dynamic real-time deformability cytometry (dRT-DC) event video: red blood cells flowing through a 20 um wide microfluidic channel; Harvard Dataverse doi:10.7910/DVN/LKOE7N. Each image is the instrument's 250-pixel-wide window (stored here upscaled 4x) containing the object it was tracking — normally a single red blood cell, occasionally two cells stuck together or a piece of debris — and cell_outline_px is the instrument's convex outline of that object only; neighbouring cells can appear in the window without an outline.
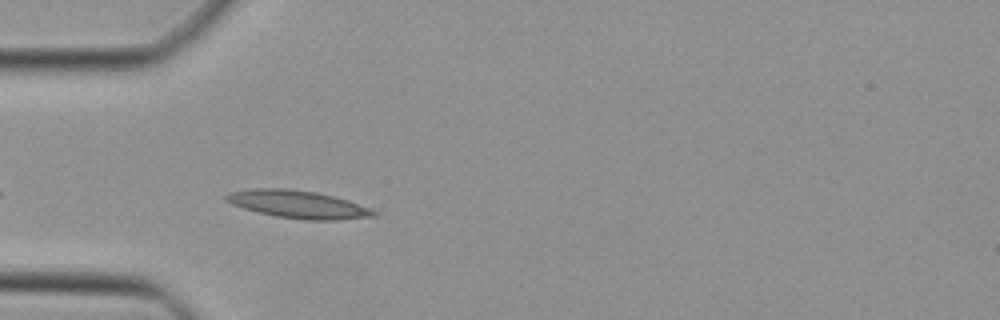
{"species": "Egyptian fruit bat (a non-hibernating species)", "species_latin": "Rousettus aegyptiacus", "temperature_condition": "cold", "stored_images_in_passage": 34, "camera_frame_rate_fps": 3000, "um_per_image_px": 0.085, "animal": {"sex": "female"}, "frame": {"image": 1, "passage_image": 3, "time_ms": 0.667, "image_size_px": [1000, 320], "cell_outline_px": [[376, 216], [336, 220], [304, 220], [276, 216], [244, 208], [232, 204], [224, 200], [224, 196], [228, 192], [252, 188], [284, 188], [316, 192], [348, 200], [368, 208], [376, 212]], "centroid_in_image_um": [25.28, 17.36], "position_along_channel_um": 59.7, "area_um2": 23.64}}
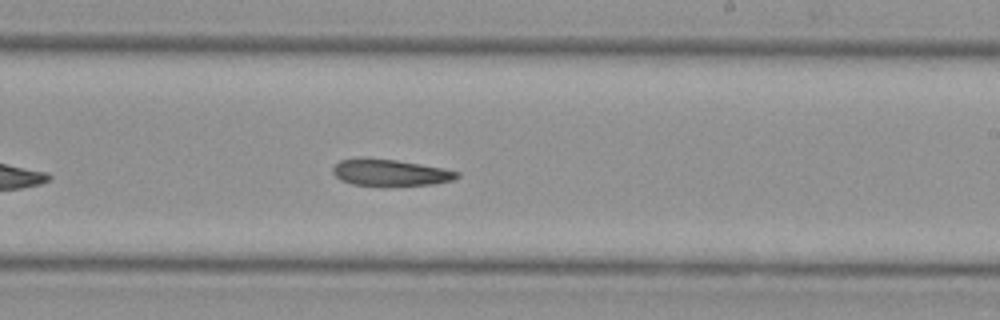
{"frame": {"image": 2, "passage_image": 17, "time_ms": 5.333, "image_size_px": [1000, 320], "cell_outline_px": [[460, 176], [452, 180], [432, 184], [384, 188], [352, 184], [340, 180], [332, 172], [332, 168], [340, 160], [364, 156], [396, 160], [444, 168], [460, 172]], "centroid_in_image_um": [33.13, 14.69], "position_along_channel_um": 255.9, "area_um2": 20.11}}
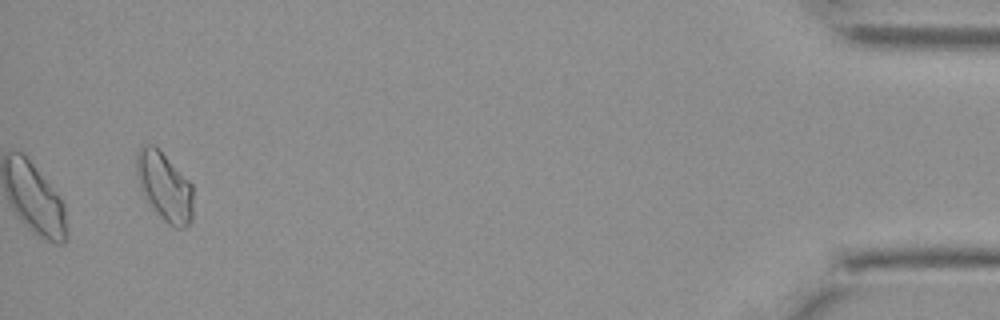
{"frame": {"image": 3, "passage_image": 34, "time_ms": 11.0, "image_size_px": [1000, 320], "cell_outline_px": [[192, 220], [184, 228], [176, 228], [168, 224], [160, 216], [144, 196], [140, 188], [136, 172], [136, 152], [140, 144], [152, 144], [192, 184]], "centroid_in_image_um": [13.96, 15.86], "position_along_channel_um": 421.2, "area_um2": 22.31}}